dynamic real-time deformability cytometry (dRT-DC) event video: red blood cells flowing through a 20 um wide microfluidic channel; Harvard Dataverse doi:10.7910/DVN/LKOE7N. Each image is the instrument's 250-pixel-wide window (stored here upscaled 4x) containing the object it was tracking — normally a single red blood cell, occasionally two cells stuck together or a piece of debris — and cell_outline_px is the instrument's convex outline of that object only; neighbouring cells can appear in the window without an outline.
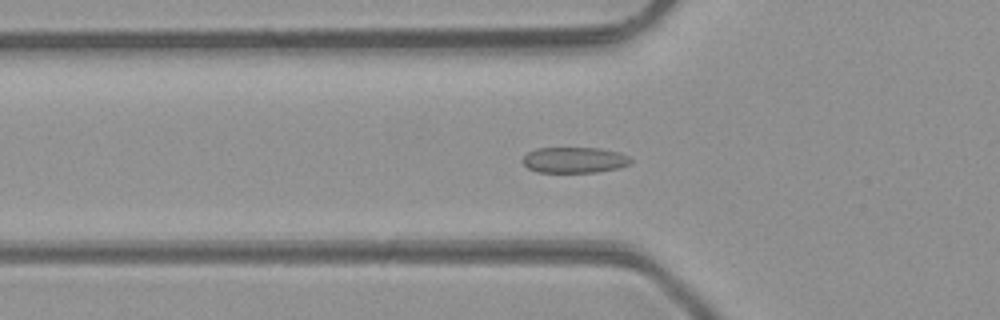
{"species": "common noctule bat (a hibernating species)", "species_latin": "Nyctalus noctula", "temperature_condition": "room temperature", "stored_images_in_passage": 36, "camera_frame_rate_fps": 3000, "um_per_image_px": 0.085, "animal": {"sex": "male", "body_mass_g": 23.1, "forearm_length_mm": 52.7}, "frame": {"image": 1, "passage_image": 4, "time_ms": 1.0, "image_size_px": [1000, 320], "cell_outline_px": [[632, 160], [628, 164], [620, 168], [596, 172], [536, 172], [528, 168], [520, 160], [528, 152], [536, 148], [600, 148], [620, 152], [628, 156]], "centroid_in_image_um": [48.81, 13.6], "position_along_channel_um": 77.0, "area_um2": 16.36}}
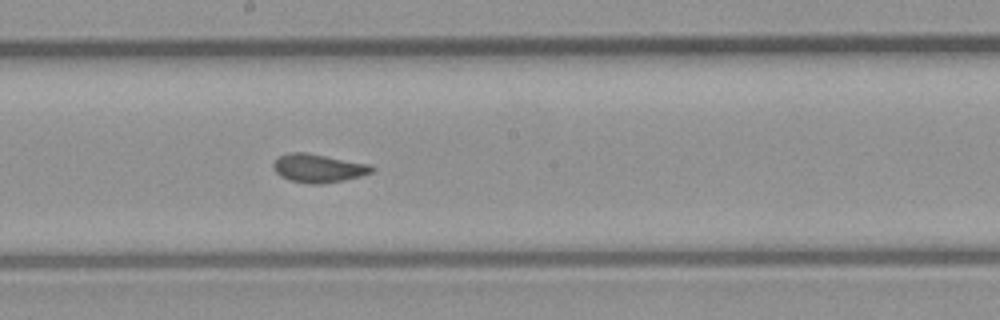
{"frame": {"image": 2, "passage_image": 14, "time_ms": 4.333, "image_size_px": [1000, 320], "cell_outline_px": [[376, 168], [372, 172], [360, 176], [344, 180], [320, 184], [308, 184], [288, 180], [280, 176], [276, 172], [272, 164], [280, 156], [292, 152], [304, 152], [372, 164]], "centroid_in_image_um": [27.08, 14.3], "position_along_channel_um": 221.1, "area_um2": 16.36}}
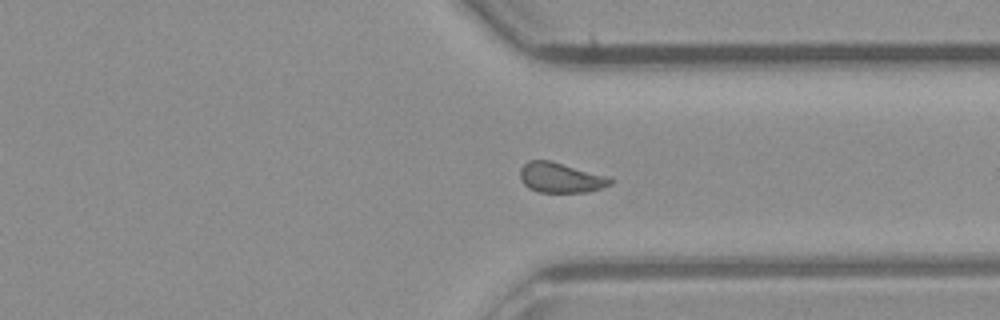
{"frame": {"image": 3, "passage_image": 24, "time_ms": 7.667, "image_size_px": [1000, 320], "cell_outline_px": [[612, 184], [588, 192], [540, 192], [528, 188], [520, 180], [520, 168], [528, 160], [552, 160], [612, 176]], "centroid_in_image_um": [47.69, 15.08], "position_along_channel_um": 363.7, "area_um2": 16.24}, "authors_computed_cell_mechanics": {"area_um2": 16.1262, "velocity_mm_per_s": 4.2953, "shape_relaxation_time_tau1_ms": 5.1412, "shape_relaxation_time_tau2_ms": null, "deformation_change_tau1": 0.1127, "deformation_change_tau2": null}}